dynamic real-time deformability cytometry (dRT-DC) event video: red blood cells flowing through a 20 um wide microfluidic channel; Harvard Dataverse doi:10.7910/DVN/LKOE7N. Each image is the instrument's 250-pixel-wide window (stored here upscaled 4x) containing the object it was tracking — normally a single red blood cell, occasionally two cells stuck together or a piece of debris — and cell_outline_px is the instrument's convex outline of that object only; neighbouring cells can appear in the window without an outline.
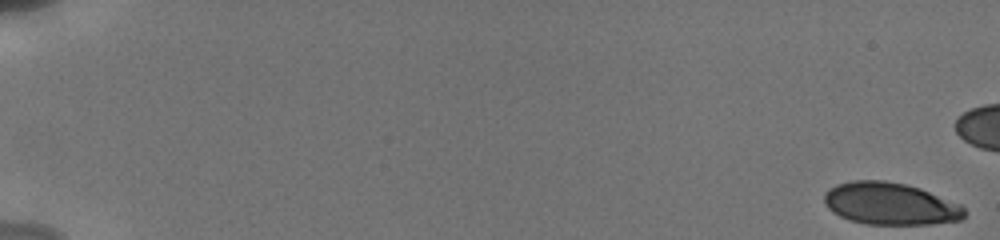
{"species": "human", "species_latin": "Homo sapiens", "temperature_condition": "cold", "stored_images_in_passage": 42, "camera_frame_rate_fps": 3000, "um_per_image_px": 0.085, "donor": {"sex": "male"}, "frame": {"image": 1, "passage_image": 1, "time_ms": 0.0, "image_size_px": [1000, 240], "cell_outline_px": [[964, 220], [932, 224], [868, 224], [852, 220], [840, 216], [832, 212], [824, 204], [824, 192], [828, 188], [836, 184], [852, 180], [884, 180], [904, 184], [920, 188], [960, 204], [964, 208]], "centroid_in_image_um": [75.65, 17.31], "position_along_channel_um": 9.4, "area_um2": 34.56}}
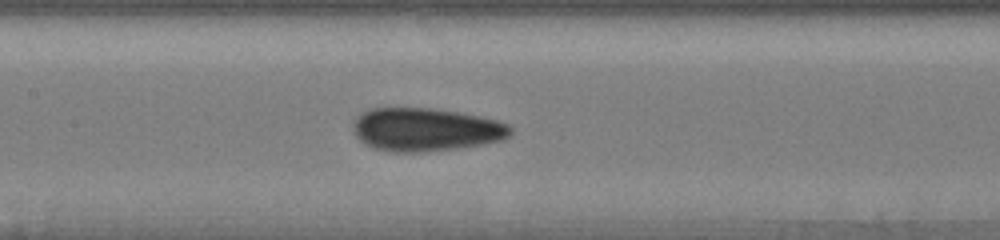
{"frame": {"image": 2, "passage_image": 23, "time_ms": 9.333, "image_size_px": [1000, 240], "cell_outline_px": [[512, 132], [504, 140], [456, 148], [424, 152], [392, 152], [372, 148], [364, 144], [356, 136], [352, 128], [352, 120], [360, 112], [368, 108], [432, 108], [480, 116], [496, 120], [508, 124], [512, 128]], "centroid_in_image_um": [36.12, 11.01], "position_along_channel_um": 171.3, "area_um2": 39.94}}
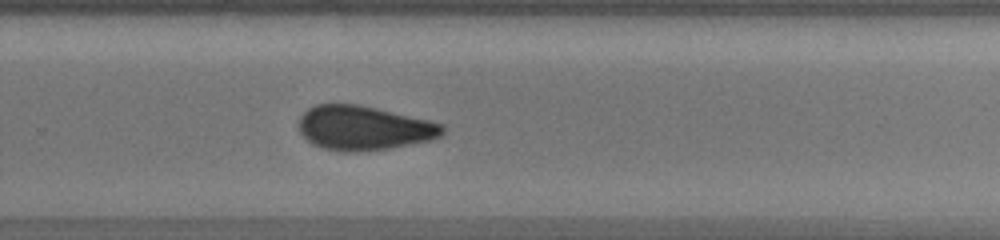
{"frame": {"image": 3, "passage_image": 35, "time_ms": 12.667, "image_size_px": [1000, 240], "cell_outline_px": [[444, 132], [440, 136], [432, 140], [392, 148], [356, 152], [344, 152], [324, 148], [312, 144], [300, 132], [300, 116], [308, 108], [316, 104], [360, 104], [428, 120], [444, 124]], "centroid_in_image_um": [30.94, 10.88], "position_along_channel_um": 298.9, "area_um2": 37.17}}